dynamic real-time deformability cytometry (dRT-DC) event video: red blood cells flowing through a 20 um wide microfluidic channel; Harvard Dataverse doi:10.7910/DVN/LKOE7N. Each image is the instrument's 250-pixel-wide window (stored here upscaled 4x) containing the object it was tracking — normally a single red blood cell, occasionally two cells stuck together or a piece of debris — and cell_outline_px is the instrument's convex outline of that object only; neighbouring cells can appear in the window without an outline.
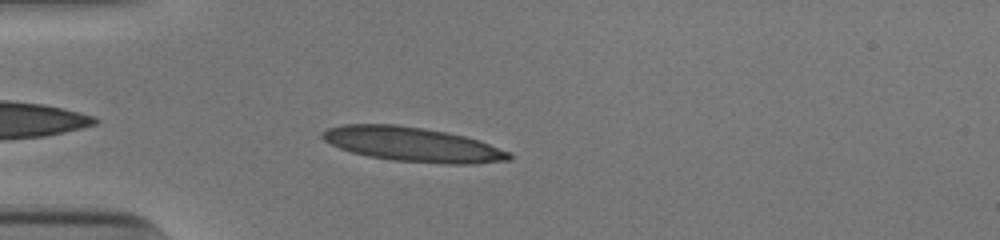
{"species": "human", "species_latin": "Homo sapiens", "temperature_condition": "cold", "stored_images_in_passage": 40, "camera_frame_rate_fps": 3000, "um_per_image_px": 0.085, "donor": {"sex": "male"}, "frame": {"image": 1, "passage_image": 3, "time_ms": 0.667, "image_size_px": [1000, 240], "cell_outline_px": [[512, 160], [476, 164], [444, 164], [392, 160], [368, 156], [352, 152], [340, 148], [324, 140], [320, 136], [320, 132], [328, 128], [344, 124], [396, 124], [444, 132], [464, 136], [512, 152]], "centroid_in_image_um": [35.07, 12.28], "position_along_channel_um": 49.9, "area_um2": 37.4}}
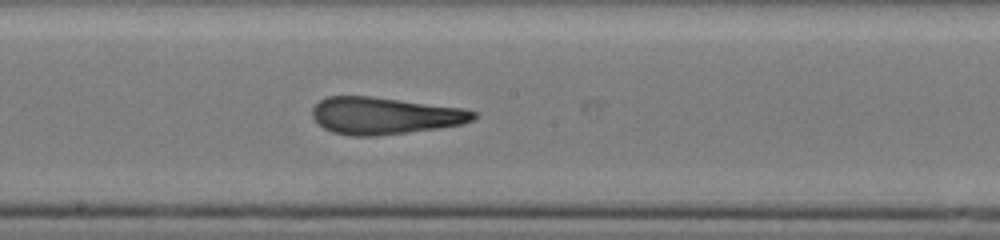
{"frame": {"image": 2, "passage_image": 17, "time_ms": 5.333, "image_size_px": [1000, 240], "cell_outline_px": [[480, 116], [464, 124], [436, 128], [372, 136], [352, 136], [332, 132], [324, 128], [312, 116], [312, 108], [320, 100], [328, 96], [372, 96], [464, 108], [476, 112]], "centroid_in_image_um": [32.71, 9.82], "position_along_channel_um": 215.5, "area_um2": 34.68}}
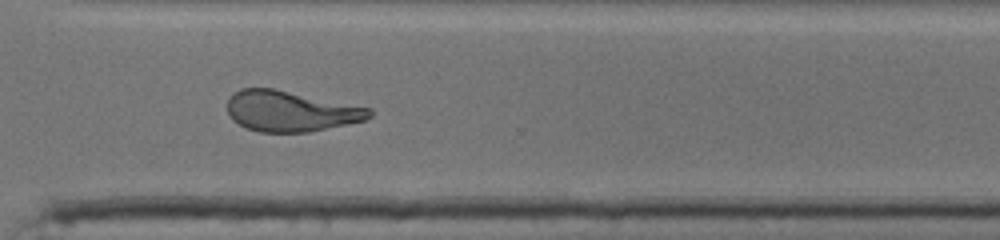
{"frame": {"image": 3, "passage_image": 27, "time_ms": 8.667, "image_size_px": [1000, 240], "cell_outline_px": [[372, 116], [364, 120], [348, 124], [308, 132], [260, 132], [248, 128], [232, 120], [228, 112], [228, 96], [232, 92], [240, 88], [272, 88], [372, 108]], "centroid_in_image_um": [24.68, 9.44], "position_along_channel_um": 345.9, "area_um2": 33.58}, "authors_computed_cell_mechanics": {"area_um2": 35.8649, "velocity_mm_per_s": 3.9027, "shape_relaxation_time_tau1_ms": 7.435, "shape_relaxation_time_tau2_ms": 1.2475, "deformation_change_tau1": 0.2433, "deformation_change_tau2": 0.0969}}